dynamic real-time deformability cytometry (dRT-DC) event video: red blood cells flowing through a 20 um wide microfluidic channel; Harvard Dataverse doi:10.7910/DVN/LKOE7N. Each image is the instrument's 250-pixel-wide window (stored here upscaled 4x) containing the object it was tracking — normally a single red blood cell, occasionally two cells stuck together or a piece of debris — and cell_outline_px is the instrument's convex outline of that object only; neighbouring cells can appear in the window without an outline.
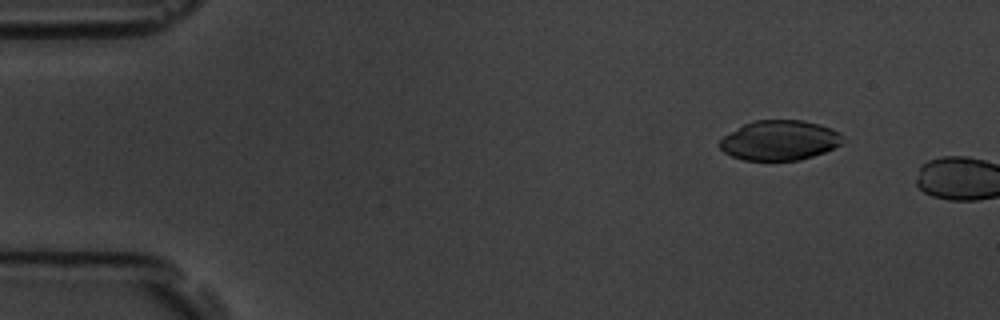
{"species": "common noctule bat (a hibernating species)", "species_latin": "Nyctalus noctula", "temperature_condition": "room temperature", "stored_images_in_passage": 2, "camera_frame_rate_fps": 3000, "um_per_image_px": 0.085, "animal": {"sex": "male", "body_mass_g": 19.5, "forearm_length_mm": 54.6}, "frame": {"image": 1, "passage_image": 1, "time_ms": 0.0, "image_size_px": [1000, 320], "cell_outline_px": [[844, 144], [824, 152], [800, 160], [744, 160], [732, 156], [724, 152], [716, 144], [724, 136], [744, 124], [756, 120], [804, 120], [820, 124], [832, 128], [840, 132], [844, 136]], "centroid_in_image_um": [66.31, 11.92], "position_along_channel_um": 18.7, "area_um2": 28.84}}